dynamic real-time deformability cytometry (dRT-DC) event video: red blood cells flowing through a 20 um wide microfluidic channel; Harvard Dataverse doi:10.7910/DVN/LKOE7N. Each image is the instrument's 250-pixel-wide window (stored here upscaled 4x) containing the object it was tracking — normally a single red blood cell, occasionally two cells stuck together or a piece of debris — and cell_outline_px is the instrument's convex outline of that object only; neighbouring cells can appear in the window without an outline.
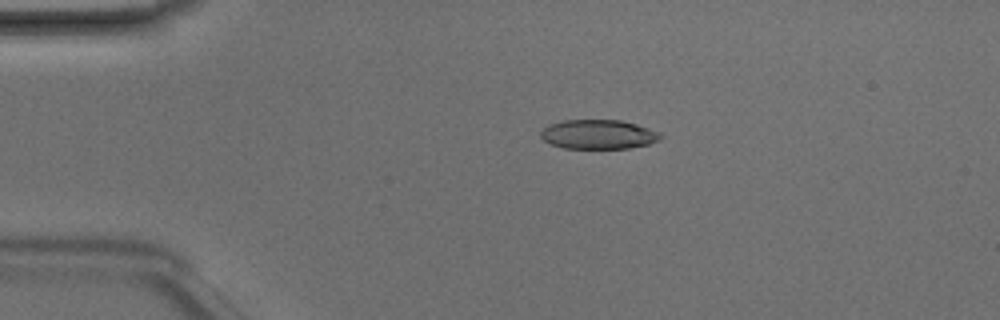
{"species": "Egyptian fruit bat (a non-hibernating species)", "species_latin": "Rousettus aegyptiacus", "temperature_condition": "room temperature", "stored_images_in_passage": 48, "camera_frame_rate_fps": 3000, "um_per_image_px": 0.085, "animal": {"sex": "male"}, "frame": {"image": 1, "passage_image": 10, "time_ms": 3.0, "image_size_px": [1000, 320], "cell_outline_px": [[664, 136], [660, 140], [648, 144], [628, 148], [564, 148], [552, 144], [544, 140], [540, 136], [540, 132], [548, 124], [564, 120], [620, 120], [636, 124], [660, 132]], "centroid_in_image_um": [50.87, 11.42], "position_along_channel_um": 34.1, "area_um2": 20.46}}
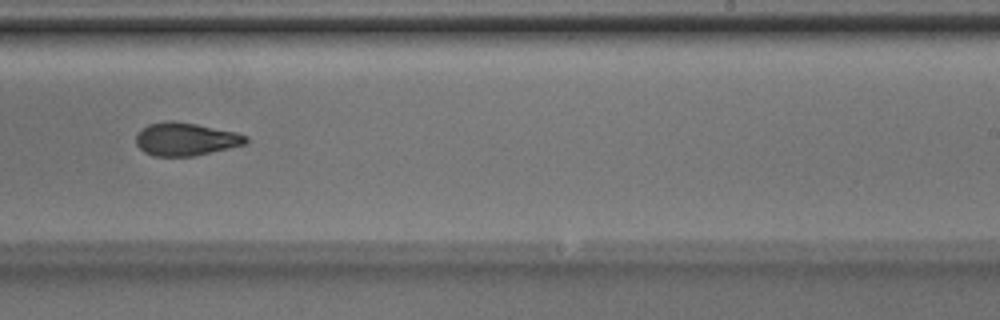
{"frame": {"image": 2, "passage_image": 30, "time_ms": 9.667, "image_size_px": [1000, 320], "cell_outline_px": [[248, 140], [244, 144], [228, 148], [192, 156], [156, 156], [144, 152], [136, 144], [136, 132], [148, 124], [168, 120], [172, 120], [196, 124], [236, 132], [248, 136]], "centroid_in_image_um": [15.74, 11.81], "position_along_channel_um": 273.3, "area_um2": 21.04}}
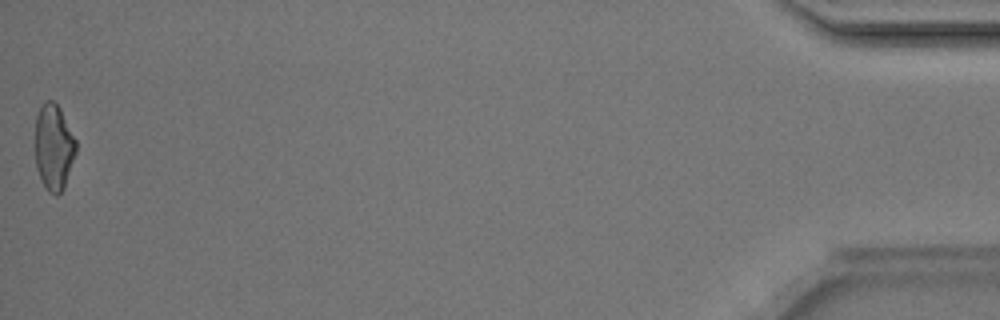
{"frame": {"image": 3, "passage_image": 48, "time_ms": 15.667, "image_size_px": [1000, 320], "cell_outline_px": [[76, 152], [64, 188], [56, 196], [48, 192], [44, 188], [36, 168], [36, 116], [40, 108], [48, 100], [52, 100], [60, 108], [76, 140]], "centroid_in_image_um": [4.57, 12.55], "position_along_channel_um": 430.6, "area_um2": 20.35}, "authors_computed_cell_mechanics": {"area_um2": 21.5305, "velocity_mm_per_s": 4.2281, "shape_relaxation_time_tau1_ms": 3.7616, "shape_relaxation_time_tau2_ms": 2.7318, "deformation_change_tau1": 0.1482, "deformation_change_tau2": 0.0987}}